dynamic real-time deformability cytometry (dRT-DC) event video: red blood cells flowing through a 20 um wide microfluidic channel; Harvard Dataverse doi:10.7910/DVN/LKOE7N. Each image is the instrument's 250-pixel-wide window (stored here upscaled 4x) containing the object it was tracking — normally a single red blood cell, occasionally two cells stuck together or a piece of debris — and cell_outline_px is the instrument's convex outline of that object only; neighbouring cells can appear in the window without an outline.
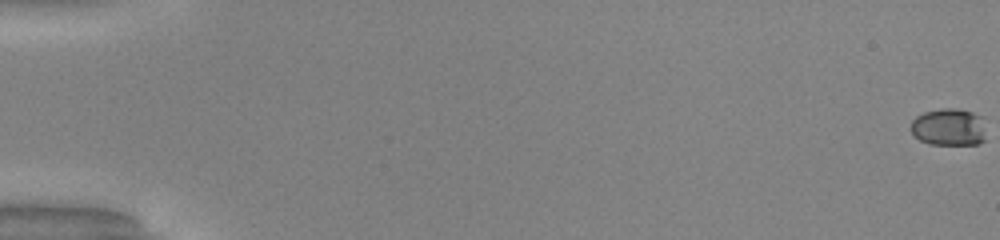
{"species": "common noctule bat (a hibernating species)", "species_latin": "Nyctalus noctula", "temperature_condition": "warm", "stored_images_in_passage": 52, "camera_frame_rate_fps": 3000, "um_per_image_px": 0.085, "animal": {"sex": "male", "body_mass_g": 20.0, "forearm_length_mm": 53.3}, "frame": {"image": 1, "passage_image": 1, "time_ms": 0.0, "image_size_px": [1000, 240], "cell_outline_px": [[984, 140], [980, 144], [928, 144], [912, 136], [908, 128], [912, 120], [916, 116], [924, 112], [940, 108], [960, 108], [984, 116]], "centroid_in_image_um": [80.62, 10.79], "position_along_channel_um": 4.4, "area_um2": 16.88}}
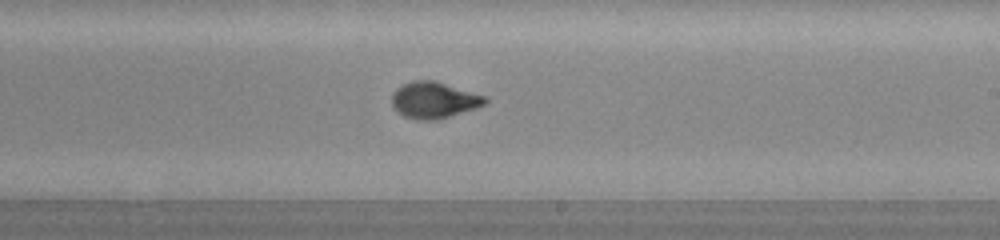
{"frame": {"image": 2, "passage_image": 33, "time_ms": 10.667, "image_size_px": [1000, 240], "cell_outline_px": [[488, 100], [484, 104], [476, 108], [436, 120], [416, 120], [404, 116], [392, 104], [392, 92], [396, 88], [412, 80], [436, 80], [484, 96]], "centroid_in_image_um": [36.87, 8.5], "position_along_channel_um": 252.1, "area_um2": 19.59}}
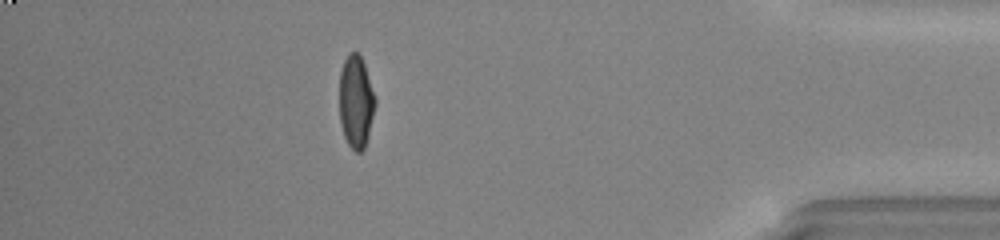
{"frame": {"image": 3, "passage_image": 47, "time_ms": 15.333, "image_size_px": [1000, 240], "cell_outline_px": [[376, 104], [368, 136], [364, 148], [360, 152], [356, 152], [348, 144], [344, 136], [340, 124], [340, 72], [344, 60], [348, 52], [356, 52], [360, 56], [364, 64], [376, 96]], "centroid_in_image_um": [30.26, 8.64], "position_along_channel_um": 404.9, "area_um2": 19.36}, "authors_computed_cell_mechanics": {"area_um2": 18.9584, "velocity_mm_per_s": 4.146, "shape_relaxation_time_tau1_ms": 3.7252, "shape_relaxation_time_tau2_ms": null, "deformation_change_tau1": 0.2085, "deformation_change_tau2": null}}